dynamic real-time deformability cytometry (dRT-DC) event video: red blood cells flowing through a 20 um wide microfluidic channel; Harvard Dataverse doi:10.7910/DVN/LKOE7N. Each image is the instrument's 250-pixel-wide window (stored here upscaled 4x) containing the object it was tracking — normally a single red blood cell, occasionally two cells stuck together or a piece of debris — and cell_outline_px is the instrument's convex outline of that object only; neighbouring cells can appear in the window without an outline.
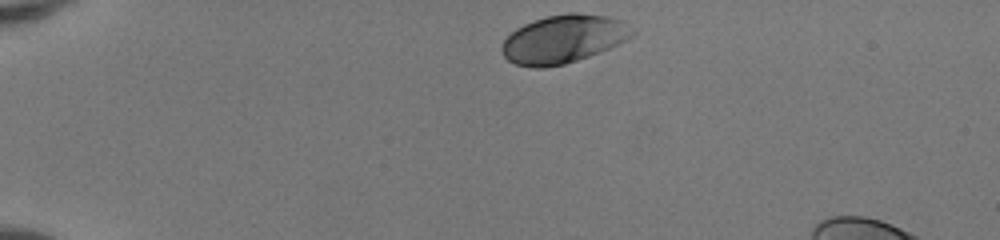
{"species": "human", "species_latin": "Homo sapiens", "temperature_condition": "room temperature", "stored_images_in_passage": 41, "camera_frame_rate_fps": 3000, "um_per_image_px": 0.085, "donor": {"sex": "female"}, "frame": {"image": 1, "passage_image": 1, "time_ms": 0.0, "image_size_px": [1000, 240], "cell_outline_px": [[636, 32], [628, 40], [600, 52], [564, 64], [544, 68], [532, 68], [516, 64], [508, 60], [504, 56], [500, 48], [504, 40], [516, 28], [524, 24], [548, 16], [568, 12], [576, 12], [608, 16], [620, 20], [636, 28]], "centroid_in_image_um": [47.93, 3.31], "position_along_channel_um": 37.1, "area_um2": 36.82}}
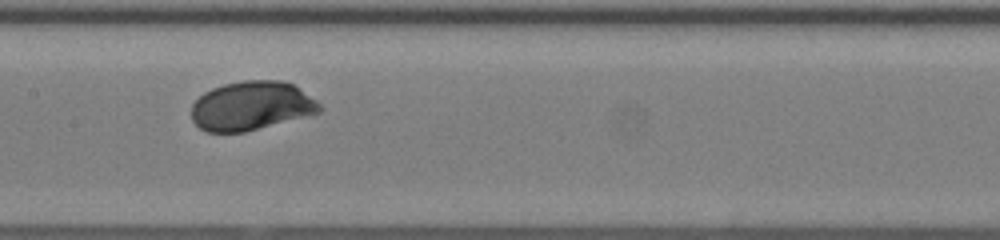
{"frame": {"image": 2, "passage_image": 17, "time_ms": 5.333, "image_size_px": [1000, 240], "cell_outline_px": [[324, 108], [320, 112], [244, 132], [208, 132], [200, 128], [192, 120], [192, 104], [204, 92], [212, 88], [224, 84], [244, 80], [280, 80], [292, 84], [316, 100]], "centroid_in_image_um": [21.35, 8.99], "position_along_channel_um": 186.0, "area_um2": 36.3}}
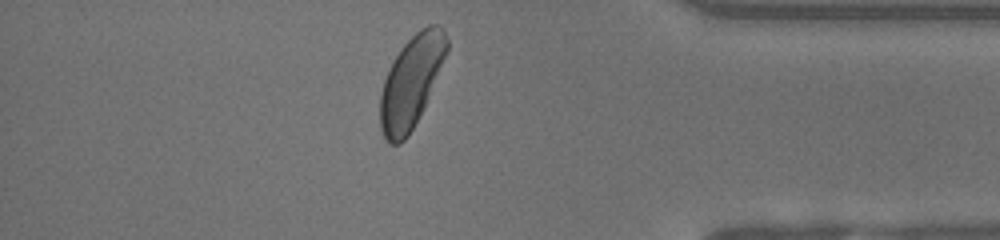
{"frame": {"image": 3, "passage_image": 34, "time_ms": 11.0, "image_size_px": [1000, 240], "cell_outline_px": [[448, 52], [424, 104], [408, 136], [400, 144], [392, 144], [384, 136], [380, 128], [380, 96], [384, 80], [396, 56], [404, 44], [420, 28], [428, 24], [440, 24], [444, 28], [448, 40]], "centroid_in_image_um": [34.96, 6.9], "position_along_channel_um": 400.2, "area_um2": 34.91}}